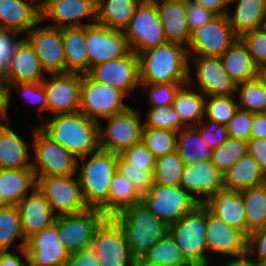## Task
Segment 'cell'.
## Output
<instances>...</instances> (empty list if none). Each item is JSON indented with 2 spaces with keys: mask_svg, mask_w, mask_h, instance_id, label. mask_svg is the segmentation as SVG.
<instances>
[{
  "mask_svg": "<svg viewBox=\"0 0 266 266\" xmlns=\"http://www.w3.org/2000/svg\"><path fill=\"white\" fill-rule=\"evenodd\" d=\"M38 126L78 159L100 148L99 122L88 118L81 111L50 116Z\"/></svg>",
  "mask_w": 266,
  "mask_h": 266,
  "instance_id": "6da1fadb",
  "label": "cell"
},
{
  "mask_svg": "<svg viewBox=\"0 0 266 266\" xmlns=\"http://www.w3.org/2000/svg\"><path fill=\"white\" fill-rule=\"evenodd\" d=\"M141 83H189V55L187 47L166 42L138 55Z\"/></svg>",
  "mask_w": 266,
  "mask_h": 266,
  "instance_id": "7a4b0ae2",
  "label": "cell"
},
{
  "mask_svg": "<svg viewBox=\"0 0 266 266\" xmlns=\"http://www.w3.org/2000/svg\"><path fill=\"white\" fill-rule=\"evenodd\" d=\"M119 154L103 149L78 159L77 175L88 208L100 209L109 199Z\"/></svg>",
  "mask_w": 266,
  "mask_h": 266,
  "instance_id": "3957f363",
  "label": "cell"
},
{
  "mask_svg": "<svg viewBox=\"0 0 266 266\" xmlns=\"http://www.w3.org/2000/svg\"><path fill=\"white\" fill-rule=\"evenodd\" d=\"M113 218L123 228L130 251L137 260L169 233V225L141 203L126 208Z\"/></svg>",
  "mask_w": 266,
  "mask_h": 266,
  "instance_id": "277c9868",
  "label": "cell"
},
{
  "mask_svg": "<svg viewBox=\"0 0 266 266\" xmlns=\"http://www.w3.org/2000/svg\"><path fill=\"white\" fill-rule=\"evenodd\" d=\"M207 207L198 204L180 220L169 225V234L192 266H213L207 246Z\"/></svg>",
  "mask_w": 266,
  "mask_h": 266,
  "instance_id": "5b68a950",
  "label": "cell"
},
{
  "mask_svg": "<svg viewBox=\"0 0 266 266\" xmlns=\"http://www.w3.org/2000/svg\"><path fill=\"white\" fill-rule=\"evenodd\" d=\"M32 169L36 177L77 174L78 158L49 137L39 126L32 127Z\"/></svg>",
  "mask_w": 266,
  "mask_h": 266,
  "instance_id": "8992f818",
  "label": "cell"
},
{
  "mask_svg": "<svg viewBox=\"0 0 266 266\" xmlns=\"http://www.w3.org/2000/svg\"><path fill=\"white\" fill-rule=\"evenodd\" d=\"M137 110L131 106L123 112L103 119L104 123L99 122L100 149L120 155L125 149L142 141L144 116Z\"/></svg>",
  "mask_w": 266,
  "mask_h": 266,
  "instance_id": "52a82bcc",
  "label": "cell"
},
{
  "mask_svg": "<svg viewBox=\"0 0 266 266\" xmlns=\"http://www.w3.org/2000/svg\"><path fill=\"white\" fill-rule=\"evenodd\" d=\"M125 93L111 85L95 81L89 74L82 75L80 110L97 122L123 112L130 107L124 101Z\"/></svg>",
  "mask_w": 266,
  "mask_h": 266,
  "instance_id": "ba28073f",
  "label": "cell"
},
{
  "mask_svg": "<svg viewBox=\"0 0 266 266\" xmlns=\"http://www.w3.org/2000/svg\"><path fill=\"white\" fill-rule=\"evenodd\" d=\"M141 204L168 225L177 222L199 203L181 186L153 184L142 194Z\"/></svg>",
  "mask_w": 266,
  "mask_h": 266,
  "instance_id": "9c48e42d",
  "label": "cell"
},
{
  "mask_svg": "<svg viewBox=\"0 0 266 266\" xmlns=\"http://www.w3.org/2000/svg\"><path fill=\"white\" fill-rule=\"evenodd\" d=\"M106 218L100 210L87 208L76 214L58 215L54 224L66 250L73 254L92 246L95 231Z\"/></svg>",
  "mask_w": 266,
  "mask_h": 266,
  "instance_id": "30bf717a",
  "label": "cell"
},
{
  "mask_svg": "<svg viewBox=\"0 0 266 266\" xmlns=\"http://www.w3.org/2000/svg\"><path fill=\"white\" fill-rule=\"evenodd\" d=\"M91 248L100 266H138L123 228L113 217H107L96 229Z\"/></svg>",
  "mask_w": 266,
  "mask_h": 266,
  "instance_id": "8fae6325",
  "label": "cell"
},
{
  "mask_svg": "<svg viewBox=\"0 0 266 266\" xmlns=\"http://www.w3.org/2000/svg\"><path fill=\"white\" fill-rule=\"evenodd\" d=\"M130 50L135 54L168 42L155 2L140 4L124 30Z\"/></svg>",
  "mask_w": 266,
  "mask_h": 266,
  "instance_id": "7c38bea8",
  "label": "cell"
},
{
  "mask_svg": "<svg viewBox=\"0 0 266 266\" xmlns=\"http://www.w3.org/2000/svg\"><path fill=\"white\" fill-rule=\"evenodd\" d=\"M36 178L37 188L46 197L57 216L80 213L88 208L77 174Z\"/></svg>",
  "mask_w": 266,
  "mask_h": 266,
  "instance_id": "4fadbf2b",
  "label": "cell"
},
{
  "mask_svg": "<svg viewBox=\"0 0 266 266\" xmlns=\"http://www.w3.org/2000/svg\"><path fill=\"white\" fill-rule=\"evenodd\" d=\"M192 62L194 66L189 65V84L193 87L196 86V89L206 97L233 96L236 94L237 84L223 68L220 57L189 56V63ZM192 70H194L193 73Z\"/></svg>",
  "mask_w": 266,
  "mask_h": 266,
  "instance_id": "5bb4252c",
  "label": "cell"
},
{
  "mask_svg": "<svg viewBox=\"0 0 266 266\" xmlns=\"http://www.w3.org/2000/svg\"><path fill=\"white\" fill-rule=\"evenodd\" d=\"M237 38L227 15H217L191 33L188 55L220 57Z\"/></svg>",
  "mask_w": 266,
  "mask_h": 266,
  "instance_id": "9a60e30c",
  "label": "cell"
},
{
  "mask_svg": "<svg viewBox=\"0 0 266 266\" xmlns=\"http://www.w3.org/2000/svg\"><path fill=\"white\" fill-rule=\"evenodd\" d=\"M96 6L97 0H48L40 8L41 22L48 20L52 24L45 25L60 29L92 25L97 23Z\"/></svg>",
  "mask_w": 266,
  "mask_h": 266,
  "instance_id": "2e32d148",
  "label": "cell"
},
{
  "mask_svg": "<svg viewBox=\"0 0 266 266\" xmlns=\"http://www.w3.org/2000/svg\"><path fill=\"white\" fill-rule=\"evenodd\" d=\"M89 72L98 64L128 54L131 50L123 30L94 23L86 26Z\"/></svg>",
  "mask_w": 266,
  "mask_h": 266,
  "instance_id": "e0dca14e",
  "label": "cell"
},
{
  "mask_svg": "<svg viewBox=\"0 0 266 266\" xmlns=\"http://www.w3.org/2000/svg\"><path fill=\"white\" fill-rule=\"evenodd\" d=\"M88 74L95 81L111 85L127 96L132 95L141 85L138 55L132 51L122 57L96 65Z\"/></svg>",
  "mask_w": 266,
  "mask_h": 266,
  "instance_id": "ac0fdd59",
  "label": "cell"
},
{
  "mask_svg": "<svg viewBox=\"0 0 266 266\" xmlns=\"http://www.w3.org/2000/svg\"><path fill=\"white\" fill-rule=\"evenodd\" d=\"M34 26L24 38L36 52L46 74L66 73L62 29L47 25Z\"/></svg>",
  "mask_w": 266,
  "mask_h": 266,
  "instance_id": "d6986e66",
  "label": "cell"
},
{
  "mask_svg": "<svg viewBox=\"0 0 266 266\" xmlns=\"http://www.w3.org/2000/svg\"><path fill=\"white\" fill-rule=\"evenodd\" d=\"M42 83L47 95V114L72 113L80 110L82 74H47Z\"/></svg>",
  "mask_w": 266,
  "mask_h": 266,
  "instance_id": "ffe728a7",
  "label": "cell"
},
{
  "mask_svg": "<svg viewBox=\"0 0 266 266\" xmlns=\"http://www.w3.org/2000/svg\"><path fill=\"white\" fill-rule=\"evenodd\" d=\"M206 230L209 260L210 263H213L212 265L217 264L216 261L219 258V261H222L226 258L238 257L247 253V237L241 231L230 227L217 218L208 208ZM214 257L216 258L214 259ZM212 259L216 260L215 263Z\"/></svg>",
  "mask_w": 266,
  "mask_h": 266,
  "instance_id": "44dd1931",
  "label": "cell"
},
{
  "mask_svg": "<svg viewBox=\"0 0 266 266\" xmlns=\"http://www.w3.org/2000/svg\"><path fill=\"white\" fill-rule=\"evenodd\" d=\"M29 266H64L70 254L60 240L55 224L27 239Z\"/></svg>",
  "mask_w": 266,
  "mask_h": 266,
  "instance_id": "7402d4cb",
  "label": "cell"
},
{
  "mask_svg": "<svg viewBox=\"0 0 266 266\" xmlns=\"http://www.w3.org/2000/svg\"><path fill=\"white\" fill-rule=\"evenodd\" d=\"M181 187L199 204H204L217 191L224 189L223 175L211 161L185 165Z\"/></svg>",
  "mask_w": 266,
  "mask_h": 266,
  "instance_id": "603a6c76",
  "label": "cell"
},
{
  "mask_svg": "<svg viewBox=\"0 0 266 266\" xmlns=\"http://www.w3.org/2000/svg\"><path fill=\"white\" fill-rule=\"evenodd\" d=\"M16 207L20 216L21 230L26 240L54 224L57 216L37 186L19 201Z\"/></svg>",
  "mask_w": 266,
  "mask_h": 266,
  "instance_id": "cb8c5ba5",
  "label": "cell"
},
{
  "mask_svg": "<svg viewBox=\"0 0 266 266\" xmlns=\"http://www.w3.org/2000/svg\"><path fill=\"white\" fill-rule=\"evenodd\" d=\"M41 24L39 0H0V29L26 35Z\"/></svg>",
  "mask_w": 266,
  "mask_h": 266,
  "instance_id": "d4e9b609",
  "label": "cell"
},
{
  "mask_svg": "<svg viewBox=\"0 0 266 266\" xmlns=\"http://www.w3.org/2000/svg\"><path fill=\"white\" fill-rule=\"evenodd\" d=\"M46 76L36 52L24 38L7 65L5 88L15 83L42 82Z\"/></svg>",
  "mask_w": 266,
  "mask_h": 266,
  "instance_id": "484cf974",
  "label": "cell"
},
{
  "mask_svg": "<svg viewBox=\"0 0 266 266\" xmlns=\"http://www.w3.org/2000/svg\"><path fill=\"white\" fill-rule=\"evenodd\" d=\"M10 122L0 123V168L32 169L29 142L21 138Z\"/></svg>",
  "mask_w": 266,
  "mask_h": 266,
  "instance_id": "4316f807",
  "label": "cell"
},
{
  "mask_svg": "<svg viewBox=\"0 0 266 266\" xmlns=\"http://www.w3.org/2000/svg\"><path fill=\"white\" fill-rule=\"evenodd\" d=\"M204 205L217 218L246 236L245 205L240 191L221 189L211 196Z\"/></svg>",
  "mask_w": 266,
  "mask_h": 266,
  "instance_id": "83f0119b",
  "label": "cell"
},
{
  "mask_svg": "<svg viewBox=\"0 0 266 266\" xmlns=\"http://www.w3.org/2000/svg\"><path fill=\"white\" fill-rule=\"evenodd\" d=\"M166 40L188 45L191 32L188 27L185 0H155Z\"/></svg>",
  "mask_w": 266,
  "mask_h": 266,
  "instance_id": "f1b7e54d",
  "label": "cell"
},
{
  "mask_svg": "<svg viewBox=\"0 0 266 266\" xmlns=\"http://www.w3.org/2000/svg\"><path fill=\"white\" fill-rule=\"evenodd\" d=\"M232 4L235 9H229L227 17L238 37L245 32L266 26L265 0H231Z\"/></svg>",
  "mask_w": 266,
  "mask_h": 266,
  "instance_id": "f546056e",
  "label": "cell"
},
{
  "mask_svg": "<svg viewBox=\"0 0 266 266\" xmlns=\"http://www.w3.org/2000/svg\"><path fill=\"white\" fill-rule=\"evenodd\" d=\"M220 59L223 68L236 84L256 78L257 66L239 37L223 52Z\"/></svg>",
  "mask_w": 266,
  "mask_h": 266,
  "instance_id": "4dcf8cb0",
  "label": "cell"
},
{
  "mask_svg": "<svg viewBox=\"0 0 266 266\" xmlns=\"http://www.w3.org/2000/svg\"><path fill=\"white\" fill-rule=\"evenodd\" d=\"M62 40L66 58V73H89L86 46V26L62 28Z\"/></svg>",
  "mask_w": 266,
  "mask_h": 266,
  "instance_id": "1f68e13d",
  "label": "cell"
},
{
  "mask_svg": "<svg viewBox=\"0 0 266 266\" xmlns=\"http://www.w3.org/2000/svg\"><path fill=\"white\" fill-rule=\"evenodd\" d=\"M36 186L33 169L0 168V193L10 206H16Z\"/></svg>",
  "mask_w": 266,
  "mask_h": 266,
  "instance_id": "d6a6232c",
  "label": "cell"
},
{
  "mask_svg": "<svg viewBox=\"0 0 266 266\" xmlns=\"http://www.w3.org/2000/svg\"><path fill=\"white\" fill-rule=\"evenodd\" d=\"M205 99L206 96L189 83L179 88L172 107L185 127H195L205 117Z\"/></svg>",
  "mask_w": 266,
  "mask_h": 266,
  "instance_id": "836d02e7",
  "label": "cell"
},
{
  "mask_svg": "<svg viewBox=\"0 0 266 266\" xmlns=\"http://www.w3.org/2000/svg\"><path fill=\"white\" fill-rule=\"evenodd\" d=\"M224 188L242 191L265 183V174L255 159L247 154L223 175Z\"/></svg>",
  "mask_w": 266,
  "mask_h": 266,
  "instance_id": "e575fe53",
  "label": "cell"
},
{
  "mask_svg": "<svg viewBox=\"0 0 266 266\" xmlns=\"http://www.w3.org/2000/svg\"><path fill=\"white\" fill-rule=\"evenodd\" d=\"M142 195L118 170L115 172L108 201L99 209L106 217H114L126 208L141 203Z\"/></svg>",
  "mask_w": 266,
  "mask_h": 266,
  "instance_id": "d590c367",
  "label": "cell"
},
{
  "mask_svg": "<svg viewBox=\"0 0 266 266\" xmlns=\"http://www.w3.org/2000/svg\"><path fill=\"white\" fill-rule=\"evenodd\" d=\"M139 5L135 0H97V23L124 31Z\"/></svg>",
  "mask_w": 266,
  "mask_h": 266,
  "instance_id": "8d00e7d4",
  "label": "cell"
},
{
  "mask_svg": "<svg viewBox=\"0 0 266 266\" xmlns=\"http://www.w3.org/2000/svg\"><path fill=\"white\" fill-rule=\"evenodd\" d=\"M138 266H192L168 233L138 260Z\"/></svg>",
  "mask_w": 266,
  "mask_h": 266,
  "instance_id": "74e56055",
  "label": "cell"
},
{
  "mask_svg": "<svg viewBox=\"0 0 266 266\" xmlns=\"http://www.w3.org/2000/svg\"><path fill=\"white\" fill-rule=\"evenodd\" d=\"M176 150L185 165L211 160L212 148L195 127H184L177 132Z\"/></svg>",
  "mask_w": 266,
  "mask_h": 266,
  "instance_id": "f35d334b",
  "label": "cell"
},
{
  "mask_svg": "<svg viewBox=\"0 0 266 266\" xmlns=\"http://www.w3.org/2000/svg\"><path fill=\"white\" fill-rule=\"evenodd\" d=\"M246 218V237L257 228L266 226V184L240 191Z\"/></svg>",
  "mask_w": 266,
  "mask_h": 266,
  "instance_id": "ab89813d",
  "label": "cell"
},
{
  "mask_svg": "<svg viewBox=\"0 0 266 266\" xmlns=\"http://www.w3.org/2000/svg\"><path fill=\"white\" fill-rule=\"evenodd\" d=\"M17 239L21 242L18 243V247H15L16 250L26 248L27 240L21 230L17 207L8 206L0 209V251H14Z\"/></svg>",
  "mask_w": 266,
  "mask_h": 266,
  "instance_id": "60d3db41",
  "label": "cell"
},
{
  "mask_svg": "<svg viewBox=\"0 0 266 266\" xmlns=\"http://www.w3.org/2000/svg\"><path fill=\"white\" fill-rule=\"evenodd\" d=\"M11 91L17 92L19 94L20 99L23 98L25 102H28L31 106L34 105L36 107V111L38 112V120L42 123L44 117H42L45 113L47 115V95L45 91V87L42 82L36 83H15L10 84L6 88V112L9 119V107L11 100Z\"/></svg>",
  "mask_w": 266,
  "mask_h": 266,
  "instance_id": "b9f144b4",
  "label": "cell"
},
{
  "mask_svg": "<svg viewBox=\"0 0 266 266\" xmlns=\"http://www.w3.org/2000/svg\"><path fill=\"white\" fill-rule=\"evenodd\" d=\"M248 154V141L228 137L219 147L212 149L211 162L224 175L237 161Z\"/></svg>",
  "mask_w": 266,
  "mask_h": 266,
  "instance_id": "7bdbcfd3",
  "label": "cell"
},
{
  "mask_svg": "<svg viewBox=\"0 0 266 266\" xmlns=\"http://www.w3.org/2000/svg\"><path fill=\"white\" fill-rule=\"evenodd\" d=\"M235 96L239 109L266 113V87L256 78L237 84Z\"/></svg>",
  "mask_w": 266,
  "mask_h": 266,
  "instance_id": "ee69618b",
  "label": "cell"
},
{
  "mask_svg": "<svg viewBox=\"0 0 266 266\" xmlns=\"http://www.w3.org/2000/svg\"><path fill=\"white\" fill-rule=\"evenodd\" d=\"M184 168L185 163L177 150L157 158L153 174L154 184L181 186Z\"/></svg>",
  "mask_w": 266,
  "mask_h": 266,
  "instance_id": "f6af8a7d",
  "label": "cell"
},
{
  "mask_svg": "<svg viewBox=\"0 0 266 266\" xmlns=\"http://www.w3.org/2000/svg\"><path fill=\"white\" fill-rule=\"evenodd\" d=\"M142 142L157 159L176 151L177 131L143 127Z\"/></svg>",
  "mask_w": 266,
  "mask_h": 266,
  "instance_id": "bcb514c9",
  "label": "cell"
},
{
  "mask_svg": "<svg viewBox=\"0 0 266 266\" xmlns=\"http://www.w3.org/2000/svg\"><path fill=\"white\" fill-rule=\"evenodd\" d=\"M238 108L235 95L206 97L205 118L227 126Z\"/></svg>",
  "mask_w": 266,
  "mask_h": 266,
  "instance_id": "7dc6e473",
  "label": "cell"
},
{
  "mask_svg": "<svg viewBox=\"0 0 266 266\" xmlns=\"http://www.w3.org/2000/svg\"><path fill=\"white\" fill-rule=\"evenodd\" d=\"M146 113L147 117L145 116L143 120L144 127L167 129L177 132L185 127L173 107L164 105L150 107Z\"/></svg>",
  "mask_w": 266,
  "mask_h": 266,
  "instance_id": "c3c4849f",
  "label": "cell"
},
{
  "mask_svg": "<svg viewBox=\"0 0 266 266\" xmlns=\"http://www.w3.org/2000/svg\"><path fill=\"white\" fill-rule=\"evenodd\" d=\"M184 83H160V84H149L141 83L140 87L145 88L148 93L147 104L150 107H159L161 105L172 107L175 95L179 88Z\"/></svg>",
  "mask_w": 266,
  "mask_h": 266,
  "instance_id": "681fc988",
  "label": "cell"
},
{
  "mask_svg": "<svg viewBox=\"0 0 266 266\" xmlns=\"http://www.w3.org/2000/svg\"><path fill=\"white\" fill-rule=\"evenodd\" d=\"M117 170L124 175L142 195L149 192L154 184V171H143V168L130 167L120 155L117 161Z\"/></svg>",
  "mask_w": 266,
  "mask_h": 266,
  "instance_id": "f907efd6",
  "label": "cell"
},
{
  "mask_svg": "<svg viewBox=\"0 0 266 266\" xmlns=\"http://www.w3.org/2000/svg\"><path fill=\"white\" fill-rule=\"evenodd\" d=\"M239 38L246 45L257 67L266 63V26L245 32Z\"/></svg>",
  "mask_w": 266,
  "mask_h": 266,
  "instance_id": "816d5d0a",
  "label": "cell"
},
{
  "mask_svg": "<svg viewBox=\"0 0 266 266\" xmlns=\"http://www.w3.org/2000/svg\"><path fill=\"white\" fill-rule=\"evenodd\" d=\"M120 156L130 167L143 168V171H155L156 158L141 141L125 149Z\"/></svg>",
  "mask_w": 266,
  "mask_h": 266,
  "instance_id": "f5cc1de1",
  "label": "cell"
},
{
  "mask_svg": "<svg viewBox=\"0 0 266 266\" xmlns=\"http://www.w3.org/2000/svg\"><path fill=\"white\" fill-rule=\"evenodd\" d=\"M18 35L20 34L0 29V83L4 85L7 65L14 56L18 44L24 39V36L20 39Z\"/></svg>",
  "mask_w": 266,
  "mask_h": 266,
  "instance_id": "db71d44e",
  "label": "cell"
},
{
  "mask_svg": "<svg viewBox=\"0 0 266 266\" xmlns=\"http://www.w3.org/2000/svg\"><path fill=\"white\" fill-rule=\"evenodd\" d=\"M195 128L212 149L219 147L228 138L227 126L206 119L205 117L195 126Z\"/></svg>",
  "mask_w": 266,
  "mask_h": 266,
  "instance_id": "11a10c76",
  "label": "cell"
},
{
  "mask_svg": "<svg viewBox=\"0 0 266 266\" xmlns=\"http://www.w3.org/2000/svg\"><path fill=\"white\" fill-rule=\"evenodd\" d=\"M253 115L254 113L238 108L227 125L228 137L248 141L251 138Z\"/></svg>",
  "mask_w": 266,
  "mask_h": 266,
  "instance_id": "9f6ffc18",
  "label": "cell"
},
{
  "mask_svg": "<svg viewBox=\"0 0 266 266\" xmlns=\"http://www.w3.org/2000/svg\"><path fill=\"white\" fill-rule=\"evenodd\" d=\"M247 254L258 266H266V226L249 233L247 236Z\"/></svg>",
  "mask_w": 266,
  "mask_h": 266,
  "instance_id": "6f0895ef",
  "label": "cell"
},
{
  "mask_svg": "<svg viewBox=\"0 0 266 266\" xmlns=\"http://www.w3.org/2000/svg\"><path fill=\"white\" fill-rule=\"evenodd\" d=\"M186 11L191 33L217 16L212 11L200 6L195 0H186Z\"/></svg>",
  "mask_w": 266,
  "mask_h": 266,
  "instance_id": "680465c9",
  "label": "cell"
},
{
  "mask_svg": "<svg viewBox=\"0 0 266 266\" xmlns=\"http://www.w3.org/2000/svg\"><path fill=\"white\" fill-rule=\"evenodd\" d=\"M64 266H100L95 251L90 247L70 254Z\"/></svg>",
  "mask_w": 266,
  "mask_h": 266,
  "instance_id": "91938a15",
  "label": "cell"
},
{
  "mask_svg": "<svg viewBox=\"0 0 266 266\" xmlns=\"http://www.w3.org/2000/svg\"><path fill=\"white\" fill-rule=\"evenodd\" d=\"M248 154L255 159L266 175V139L250 138L248 140Z\"/></svg>",
  "mask_w": 266,
  "mask_h": 266,
  "instance_id": "94428289",
  "label": "cell"
},
{
  "mask_svg": "<svg viewBox=\"0 0 266 266\" xmlns=\"http://www.w3.org/2000/svg\"><path fill=\"white\" fill-rule=\"evenodd\" d=\"M0 266H29L26 248L0 251Z\"/></svg>",
  "mask_w": 266,
  "mask_h": 266,
  "instance_id": "6125c7cd",
  "label": "cell"
},
{
  "mask_svg": "<svg viewBox=\"0 0 266 266\" xmlns=\"http://www.w3.org/2000/svg\"><path fill=\"white\" fill-rule=\"evenodd\" d=\"M200 6L215 13L216 15H227L231 7V0H195Z\"/></svg>",
  "mask_w": 266,
  "mask_h": 266,
  "instance_id": "be15d7a7",
  "label": "cell"
},
{
  "mask_svg": "<svg viewBox=\"0 0 266 266\" xmlns=\"http://www.w3.org/2000/svg\"><path fill=\"white\" fill-rule=\"evenodd\" d=\"M251 138L266 139V113H254Z\"/></svg>",
  "mask_w": 266,
  "mask_h": 266,
  "instance_id": "e7e4bbea",
  "label": "cell"
},
{
  "mask_svg": "<svg viewBox=\"0 0 266 266\" xmlns=\"http://www.w3.org/2000/svg\"><path fill=\"white\" fill-rule=\"evenodd\" d=\"M217 263L219 266H258L247 253L238 257L226 258L222 262L217 261Z\"/></svg>",
  "mask_w": 266,
  "mask_h": 266,
  "instance_id": "03108f58",
  "label": "cell"
},
{
  "mask_svg": "<svg viewBox=\"0 0 266 266\" xmlns=\"http://www.w3.org/2000/svg\"><path fill=\"white\" fill-rule=\"evenodd\" d=\"M8 120L6 112V88L4 84L0 83V123Z\"/></svg>",
  "mask_w": 266,
  "mask_h": 266,
  "instance_id": "003e7915",
  "label": "cell"
},
{
  "mask_svg": "<svg viewBox=\"0 0 266 266\" xmlns=\"http://www.w3.org/2000/svg\"><path fill=\"white\" fill-rule=\"evenodd\" d=\"M256 79L266 87V63L257 67Z\"/></svg>",
  "mask_w": 266,
  "mask_h": 266,
  "instance_id": "a7ac6f4b",
  "label": "cell"
},
{
  "mask_svg": "<svg viewBox=\"0 0 266 266\" xmlns=\"http://www.w3.org/2000/svg\"><path fill=\"white\" fill-rule=\"evenodd\" d=\"M10 206L0 193V209Z\"/></svg>",
  "mask_w": 266,
  "mask_h": 266,
  "instance_id": "89a4df30",
  "label": "cell"
},
{
  "mask_svg": "<svg viewBox=\"0 0 266 266\" xmlns=\"http://www.w3.org/2000/svg\"><path fill=\"white\" fill-rule=\"evenodd\" d=\"M135 1H137L139 4H146L154 2L155 0H135Z\"/></svg>",
  "mask_w": 266,
  "mask_h": 266,
  "instance_id": "2644e50d",
  "label": "cell"
},
{
  "mask_svg": "<svg viewBox=\"0 0 266 266\" xmlns=\"http://www.w3.org/2000/svg\"><path fill=\"white\" fill-rule=\"evenodd\" d=\"M48 0H39L40 8L47 2Z\"/></svg>",
  "mask_w": 266,
  "mask_h": 266,
  "instance_id": "8c879c8a",
  "label": "cell"
}]
</instances>
